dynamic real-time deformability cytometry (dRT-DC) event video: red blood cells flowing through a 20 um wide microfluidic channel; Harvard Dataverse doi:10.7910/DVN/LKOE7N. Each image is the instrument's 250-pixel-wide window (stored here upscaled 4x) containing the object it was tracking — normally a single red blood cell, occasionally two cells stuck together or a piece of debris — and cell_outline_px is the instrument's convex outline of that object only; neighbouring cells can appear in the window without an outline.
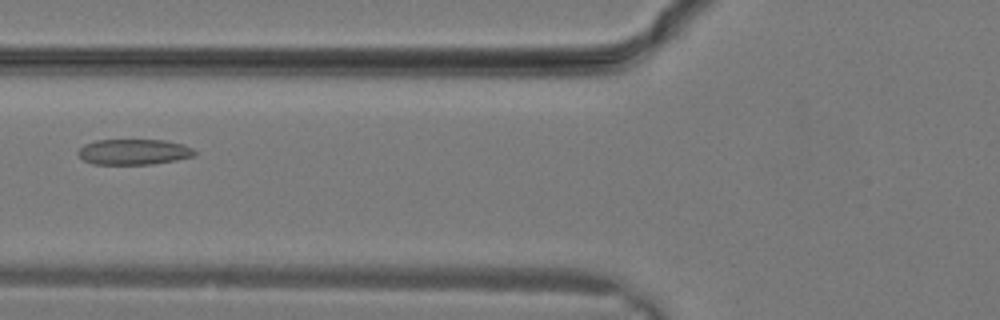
{"species": "common noctule bat (a hibernating species)", "species_latin": "Nyctalus noctula", "temperature_condition": "warm", "stored_images_in_passage": 23, "camera_frame_rate_fps": 3000, "um_per_image_px": 0.085, "animal": {"sex": "male", "body_mass_g": 19.2, "forearm_length_mm": 51.8}, "frame": {"image": 1, "passage_image": 5, "time_ms": 1.333, "image_size_px": [1000, 320], "cell_outline_px": [[196, 156], [176, 160], [152, 164], [92, 164], [84, 160], [76, 152], [84, 144], [96, 140], [164, 140], [184, 144], [192, 148], [196, 152]], "centroid_in_image_um": [11.39, 12.91], "position_along_channel_um": 114.4, "area_um2": 17.46}}
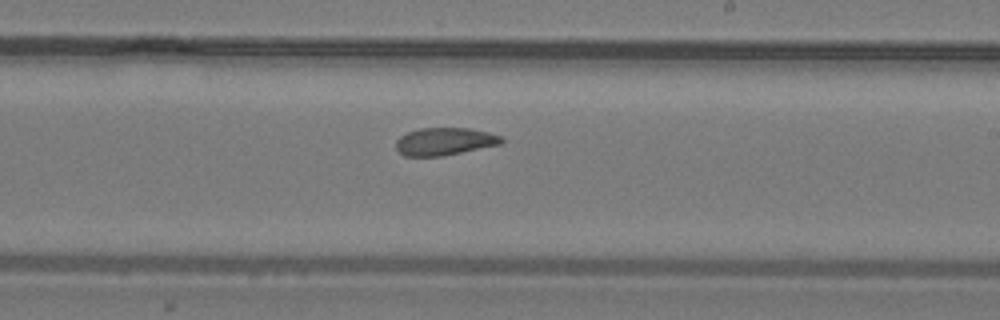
{"frame": {"image": 2, "passage_image": 11, "time_ms": 3.333, "image_size_px": [1000, 320], "cell_outline_px": [[504, 140], [500, 144], [440, 156], [404, 156], [396, 148], [396, 140], [400, 136], [408, 132], [420, 128], [472, 128], [488, 132], [500, 136]], "centroid_in_image_um": [37.77, 12.01], "position_along_channel_um": 251.2, "area_um2": 16.76}}
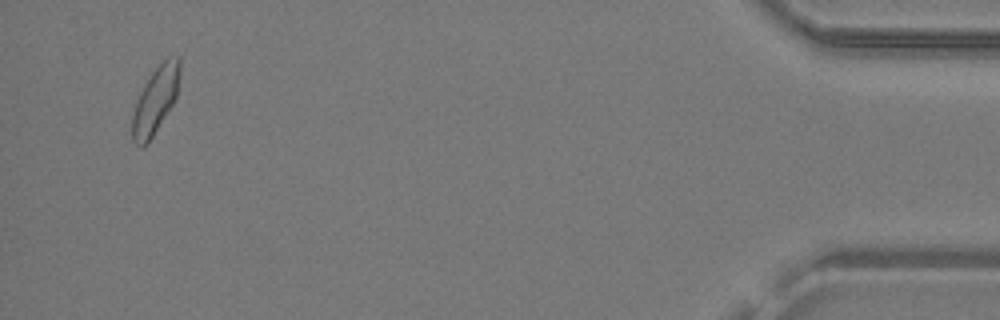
{"frame": {"image": 3, "passage_image": 22, "time_ms": 7.0, "image_size_px": [1000, 320], "cell_outline_px": [[180, 76], [176, 96], [172, 104], [148, 144], [144, 148], [140, 148], [132, 140], [132, 116], [136, 100], [144, 84], [152, 72], [168, 56], [180, 56]], "centroid_in_image_um": [13.2, 8.53], "position_along_channel_um": 422.0, "area_um2": 18.5}}